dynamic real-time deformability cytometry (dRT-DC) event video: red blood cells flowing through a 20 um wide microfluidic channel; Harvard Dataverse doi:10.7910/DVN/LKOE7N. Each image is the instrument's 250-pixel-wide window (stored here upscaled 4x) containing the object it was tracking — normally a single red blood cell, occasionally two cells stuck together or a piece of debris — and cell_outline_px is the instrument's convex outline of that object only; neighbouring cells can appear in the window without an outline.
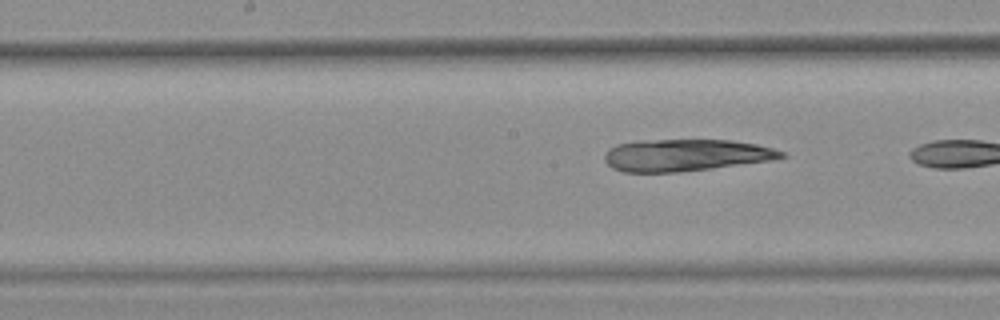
{"species": "common noctule bat (a hibernating species)", "species_latin": "Nyctalus noctula", "temperature_condition": "warm", "stored_images_in_passage": 9, "camera_frame_rate_fps": 3000, "um_per_image_px": 0.085, "animal": {"sex": "female", "body_mass_g": 25.1}, "frame": {"image": 1, "passage_image": 9, "time_ms": 2.667, "image_size_px": [1000, 320], "cell_outline_px": [[788, 156], [768, 160], [712, 168], [680, 172], [624, 172], [612, 168], [604, 160], [604, 156], [608, 148], [616, 144], [640, 140], [732, 140], [756, 144], [772, 148], [784, 152]], "centroid_in_image_um": [58.23, 13.18], "position_along_channel_um": 190.0, "area_um2": 32.83}}